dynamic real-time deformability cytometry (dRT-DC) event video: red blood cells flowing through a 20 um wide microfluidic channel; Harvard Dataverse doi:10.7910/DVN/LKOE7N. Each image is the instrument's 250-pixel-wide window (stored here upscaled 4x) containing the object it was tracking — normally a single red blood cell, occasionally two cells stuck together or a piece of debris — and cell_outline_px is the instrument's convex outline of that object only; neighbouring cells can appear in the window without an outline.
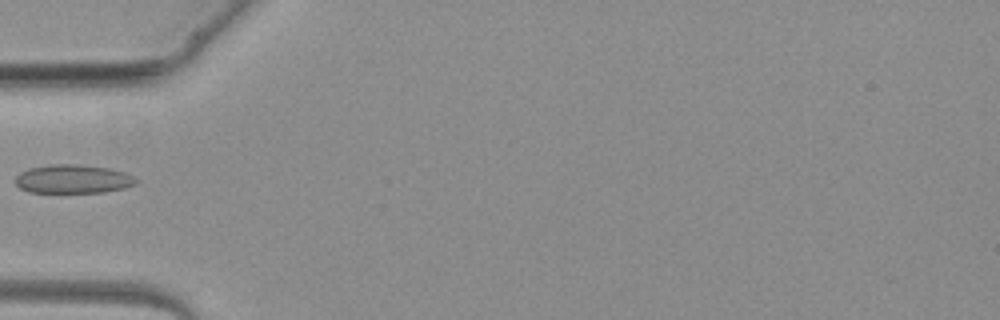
{"species": "common noctule bat (a hibernating species)", "species_latin": "Nyctalus noctula", "temperature_condition": "warm", "stored_images_in_passage": 2, "camera_frame_rate_fps": 3000, "um_per_image_px": 0.085, "animal": {"sex": "female", "body_mass_g": 19.3, "forearm_length_mm": 54.1}, "frame": {"image": 1, "passage_image": 2, "time_ms": 1.0, "image_size_px": [1000, 320], "cell_outline_px": [[140, 180], [136, 184], [124, 188], [104, 192], [28, 192], [20, 188], [16, 184], [16, 176], [20, 172], [28, 168], [52, 164], [76, 164], [108, 168], [124, 172]], "centroid_in_image_um": [6.21, 15.21], "position_along_channel_um": 78.8, "area_um2": 20.17}}